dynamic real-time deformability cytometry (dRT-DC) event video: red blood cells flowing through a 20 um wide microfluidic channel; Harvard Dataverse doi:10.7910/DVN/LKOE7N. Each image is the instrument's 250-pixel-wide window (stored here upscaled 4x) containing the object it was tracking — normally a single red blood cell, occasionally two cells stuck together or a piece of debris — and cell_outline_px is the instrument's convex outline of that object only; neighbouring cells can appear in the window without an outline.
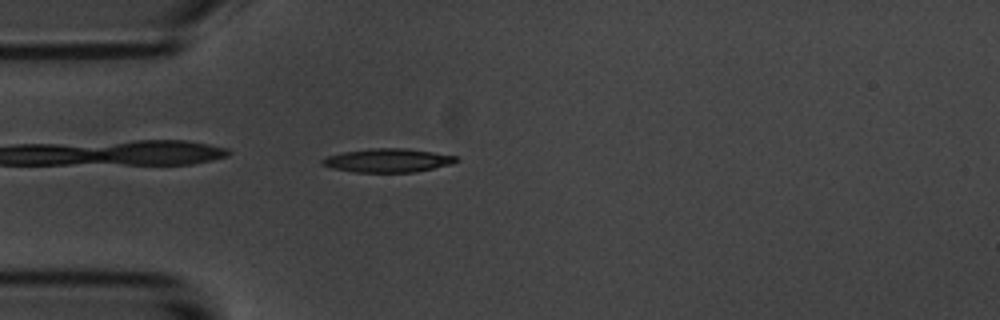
{"species": "common noctule bat (a hibernating species)", "species_latin": "Nyctalus noctula", "temperature_condition": "room temperature", "stored_images_in_passage": 42, "camera_frame_rate_fps": 3000, "um_per_image_px": 0.085, "animal": {"sex": "male", "body_mass_g": 20.1, "forearm_length_mm": 53.5}, "frame": {"image": 1, "passage_image": 2, "time_ms": 0.333, "image_size_px": [1000, 320], "cell_outline_px": [[460, 160], [448, 164], [416, 172], [356, 172], [332, 168], [320, 164], [320, 160], [328, 156], [340, 152], [372, 148], [404, 148], [432, 152], [456, 156]], "centroid_in_image_um": [32.9, 13.63], "position_along_channel_um": 52.1, "area_um2": 18.32}}
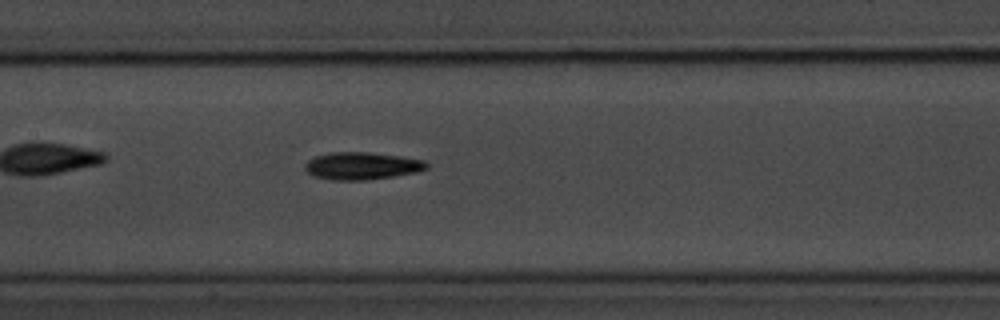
{"frame": {"image": 2, "passage_image": 13, "time_ms": 4.0, "image_size_px": [1000, 320], "cell_outline_px": [[428, 168], [416, 172], [392, 176], [364, 180], [332, 180], [312, 176], [304, 168], [304, 164], [308, 160], [316, 156], [332, 152], [368, 152], [400, 156], [424, 160], [428, 164]], "centroid_in_image_um": [30.73, 14.1], "position_along_channel_um": 176.7, "area_um2": 19.36}}
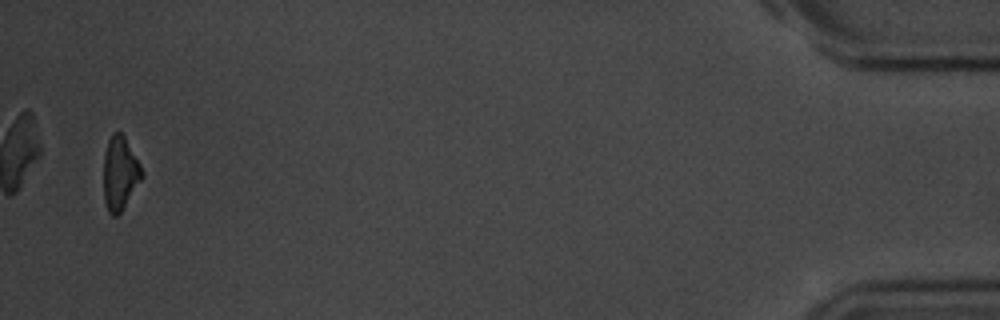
{"frame": {"image": 3, "passage_image": 41, "time_ms": 13.333, "image_size_px": [1000, 320], "cell_outline_px": [[144, 176], [120, 212], [116, 216], [112, 216], [108, 212], [104, 200], [104, 152], [108, 140], [112, 132], [120, 132], [124, 136], [140, 164], [144, 172]], "centroid_in_image_um": [10.19, 14.72], "position_along_channel_um": 425.0, "area_um2": 16.36}, "authors_computed_cell_mechanics": {"area_um2": 18.0914, "velocity_mm_per_s": 3.593, "shape_relaxation_time_tau1_ms": 2.7988, "shape_relaxation_time_tau2_ms": null, "deformation_change_tau1": 0.1573, "deformation_change_tau2": null}}